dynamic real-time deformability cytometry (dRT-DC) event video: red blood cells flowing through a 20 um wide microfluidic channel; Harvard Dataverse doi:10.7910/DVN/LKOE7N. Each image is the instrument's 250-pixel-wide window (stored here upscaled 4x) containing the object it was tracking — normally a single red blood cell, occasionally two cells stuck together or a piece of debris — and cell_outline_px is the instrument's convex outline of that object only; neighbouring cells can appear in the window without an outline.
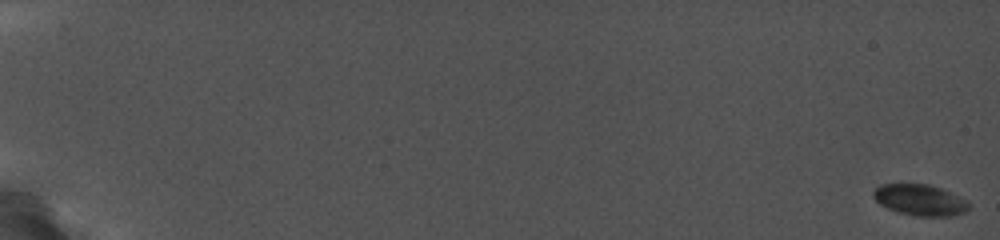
{"species": "common noctule bat (a hibernating species)", "species_latin": "Nyctalus noctula", "temperature_condition": "cold", "stored_images_in_passage": 45, "camera_frame_rate_fps": 5000, "um_per_image_px": 0.085, "animal": {"sex": "female", "body_mass_g": 19.0, "forearm_length_mm": 56.7}, "frame": {"image": 1, "passage_image": 1, "time_ms": 0.0, "image_size_px": [1000, 240], "cell_outline_px": [[968, 208], [964, 212], [952, 216], [916, 216], [896, 212], [880, 204], [872, 196], [872, 192], [876, 188], [884, 184], [924, 184], [948, 192], [968, 200]], "centroid_in_image_um": [78.16, 17.02], "position_along_channel_um": 6.8, "area_um2": 16.99}}
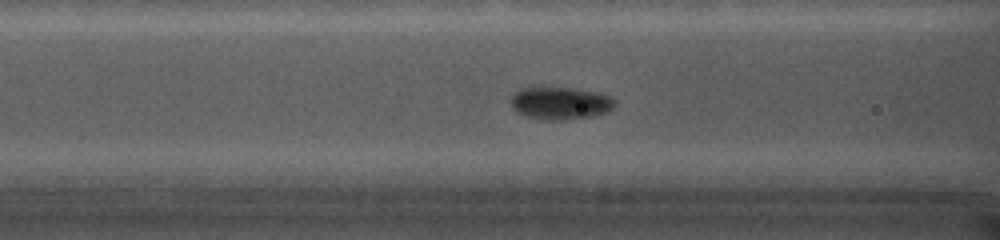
{"frame": {"image": 2, "passage_image": 24, "time_ms": 9.0, "image_size_px": [1000, 240], "cell_outline_px": [[616, 104], [608, 112], [592, 116], [564, 120], [544, 120], [524, 116], [516, 112], [512, 108], [512, 96], [520, 88], [568, 88], [596, 92], [608, 96], [616, 100]], "centroid_in_image_um": [47.62, 8.79], "position_along_channel_um": 119.0, "area_um2": 19.59}}
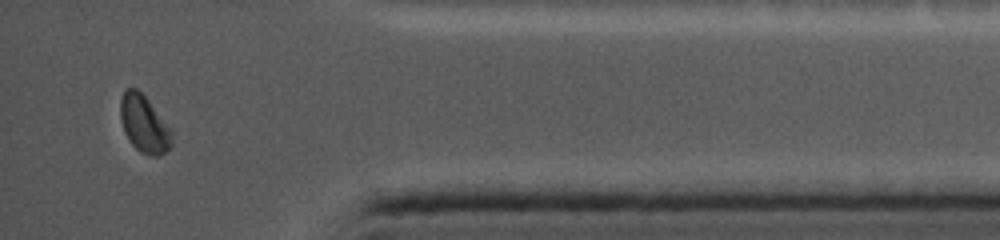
{"frame": {"image": 3, "passage_image": 45, "time_ms": 17.4, "image_size_px": [1000, 240], "cell_outline_px": [[172, 144], [168, 152], [160, 156], [152, 156], [140, 152], [128, 140], [124, 132], [120, 116], [120, 100], [124, 92], [128, 88], [136, 88], [144, 96], [172, 132]], "centroid_in_image_um": [12.24, 10.59], "position_along_channel_um": 423.0, "area_um2": 16.88}, "authors_computed_cell_mechanics": {"area_um2": 17.3978, "velocity_mm_per_s": 3.7361, "shape_relaxation_time_tau1_ms": 3.0688, "shape_relaxation_time_tau2_ms": null, "deformation_change_tau1": 0.0395, "deformation_change_tau2": null}}